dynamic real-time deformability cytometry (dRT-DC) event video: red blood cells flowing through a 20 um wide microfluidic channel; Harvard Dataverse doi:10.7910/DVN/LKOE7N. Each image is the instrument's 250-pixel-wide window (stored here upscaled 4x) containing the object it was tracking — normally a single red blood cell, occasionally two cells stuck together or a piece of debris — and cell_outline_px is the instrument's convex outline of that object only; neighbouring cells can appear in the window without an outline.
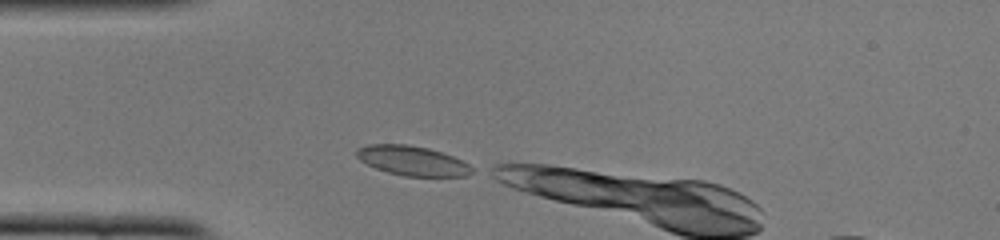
{"species": "common noctule bat (a hibernating species)", "species_latin": "Nyctalus noctula", "temperature_condition": "cold", "stored_images_in_passage": 3, "camera_frame_rate_fps": 3000, "um_per_image_px": 0.085, "animal": {"sex": "female", "body_mass_g": 22.0, "forearm_length_mm": 56.7}, "frame": {"image": 1, "passage_image": 1, "time_ms": 0.0, "image_size_px": [1000, 240], "cell_outline_px": [[476, 172], [468, 176], [404, 176], [388, 172], [376, 168], [360, 160], [356, 156], [356, 148], [368, 144], [408, 144], [428, 148], [452, 156], [476, 168]], "centroid_in_image_um": [35.07, 13.66], "position_along_channel_um": 49.9, "area_um2": 20.0}}